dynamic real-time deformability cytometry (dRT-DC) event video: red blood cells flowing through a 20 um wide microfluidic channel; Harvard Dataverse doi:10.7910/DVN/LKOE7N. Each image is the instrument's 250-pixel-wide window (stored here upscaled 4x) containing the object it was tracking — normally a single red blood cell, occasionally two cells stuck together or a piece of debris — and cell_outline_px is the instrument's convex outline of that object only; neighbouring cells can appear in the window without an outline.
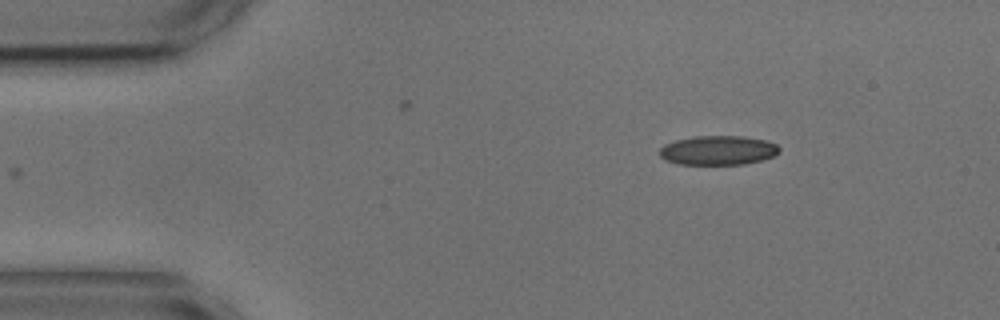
{"species": "common noctule bat (a hibernating species)", "species_latin": "Nyctalus noctula", "temperature_condition": "cold", "stored_images_in_passage": 40, "camera_frame_rate_fps": 3000, "um_per_image_px": 0.085, "animal": {"sex": "male", "body_mass_g": 17.9, "forearm_length_mm": 54.2}, "frame": {"image": 1, "passage_image": 1, "time_ms": 0.0, "image_size_px": [1000, 320], "cell_outline_px": [[780, 152], [772, 156], [760, 160], [744, 164], [676, 164], [664, 160], [660, 156], [660, 148], [664, 144], [676, 140], [696, 136], [740, 136], [764, 140], [776, 144], [780, 148]], "centroid_in_image_um": [61.0, 12.78], "position_along_channel_um": 24.0, "area_um2": 20.35}}
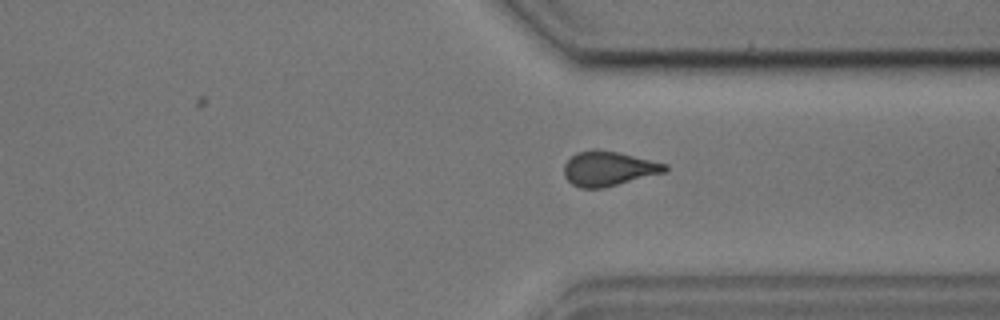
{"frame": {"image": 2, "passage_image": 34, "time_ms": 11.0, "image_size_px": [1000, 320], "cell_outline_px": [[668, 168], [664, 172], [604, 188], [580, 188], [572, 184], [564, 176], [564, 164], [576, 152], [596, 148], [616, 152], [668, 164]], "centroid_in_image_um": [51.69, 14.33], "position_along_channel_um": 359.7, "area_um2": 20.29}}
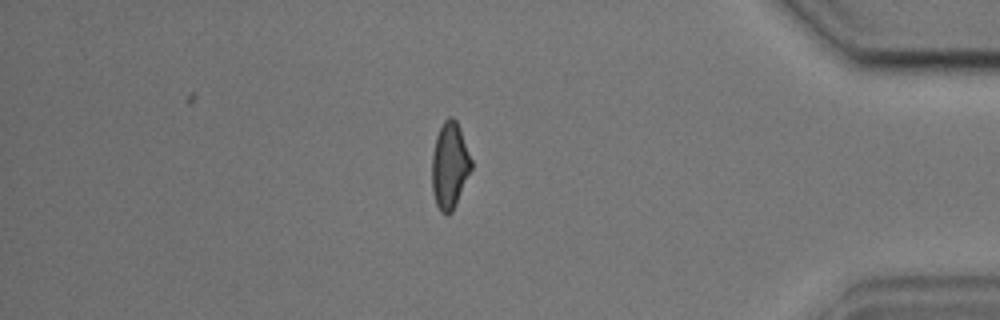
{"frame": {"image": 3, "passage_image": 40, "time_ms": 13.0, "image_size_px": [1000, 320], "cell_outline_px": [[472, 168], [456, 204], [452, 212], [448, 216], [444, 216], [440, 212], [436, 204], [432, 192], [432, 156], [436, 136], [444, 120], [448, 116], [452, 116], [456, 120], [460, 128], [472, 160]], "centroid_in_image_um": [38.22, 14.1], "position_along_channel_um": 397.0, "area_um2": 20.0}, "authors_computed_cell_mechanics": {"area_um2": 20.7213, "velocity_mm_per_s": 3.602, "shape_relaxation_time_tau1_ms": 5.6865, "shape_relaxation_time_tau2_ms": 1.5594, "deformation_change_tau1": 0.1389, "deformation_change_tau2": 0.065}}